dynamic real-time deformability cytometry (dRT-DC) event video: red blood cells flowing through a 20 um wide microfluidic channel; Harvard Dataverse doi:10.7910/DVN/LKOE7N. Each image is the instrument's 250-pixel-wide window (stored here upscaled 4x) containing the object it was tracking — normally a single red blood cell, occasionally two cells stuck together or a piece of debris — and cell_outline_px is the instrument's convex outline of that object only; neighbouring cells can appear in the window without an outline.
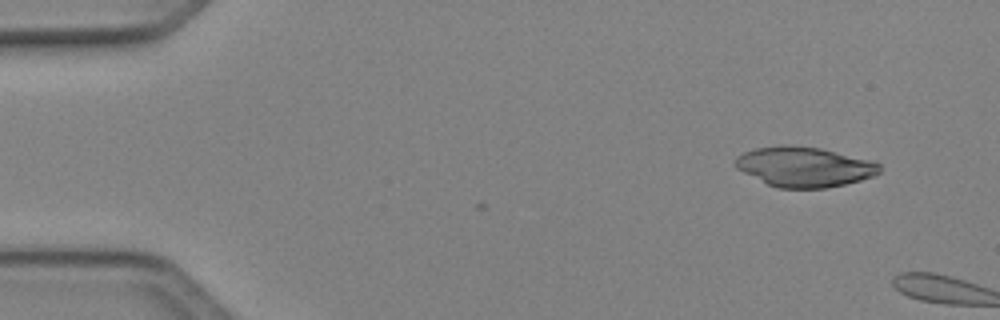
{"species": "Egyptian fruit bat (a non-hibernating species)", "species_latin": "Rousettus aegyptiacus", "temperature_condition": "cold", "stored_images_in_passage": 3, "camera_frame_rate_fps": 3000, "um_per_image_px": 0.085, "animal": {"sex": "female"}, "frame": {"image": 1, "passage_image": 1, "time_ms": 0.0, "image_size_px": [1000, 320], "cell_outline_px": [[880, 172], [872, 176], [860, 180], [844, 184], [824, 188], [776, 188], [736, 168], [736, 156], [744, 152], [756, 148], [780, 144], [792, 144], [820, 148], [876, 160], [880, 164]], "centroid_in_image_um": [68.4, 14.16], "position_along_channel_um": 16.6, "area_um2": 33.81}}